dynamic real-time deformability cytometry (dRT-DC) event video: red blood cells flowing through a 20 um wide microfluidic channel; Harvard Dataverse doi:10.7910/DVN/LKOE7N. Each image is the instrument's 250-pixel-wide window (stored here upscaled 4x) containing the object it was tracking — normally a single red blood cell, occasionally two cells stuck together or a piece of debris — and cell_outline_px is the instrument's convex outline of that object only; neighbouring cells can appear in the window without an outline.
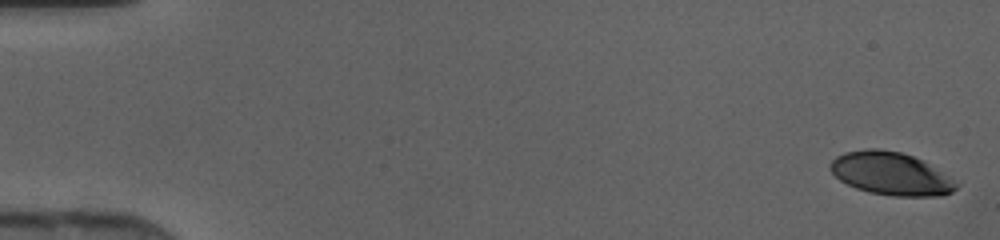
{"species": "human", "species_latin": "Homo sapiens", "temperature_condition": "cold", "stored_images_in_passage": 11, "camera_frame_rate_fps": 3000, "um_per_image_px": 0.085, "donor": {"sex": "female"}, "frame": {"image": 1, "passage_image": 1, "time_ms": 0.0, "image_size_px": [1000, 240], "cell_outline_px": [[960, 184], [952, 192], [940, 196], [892, 196], [868, 192], [856, 188], [840, 180], [828, 168], [832, 160], [836, 156], [844, 152], [864, 148], [876, 148], [900, 152], [912, 156], [920, 160], [948, 176]], "centroid_in_image_um": [75.69, 14.76], "position_along_channel_um": 9.3, "area_um2": 31.33}}